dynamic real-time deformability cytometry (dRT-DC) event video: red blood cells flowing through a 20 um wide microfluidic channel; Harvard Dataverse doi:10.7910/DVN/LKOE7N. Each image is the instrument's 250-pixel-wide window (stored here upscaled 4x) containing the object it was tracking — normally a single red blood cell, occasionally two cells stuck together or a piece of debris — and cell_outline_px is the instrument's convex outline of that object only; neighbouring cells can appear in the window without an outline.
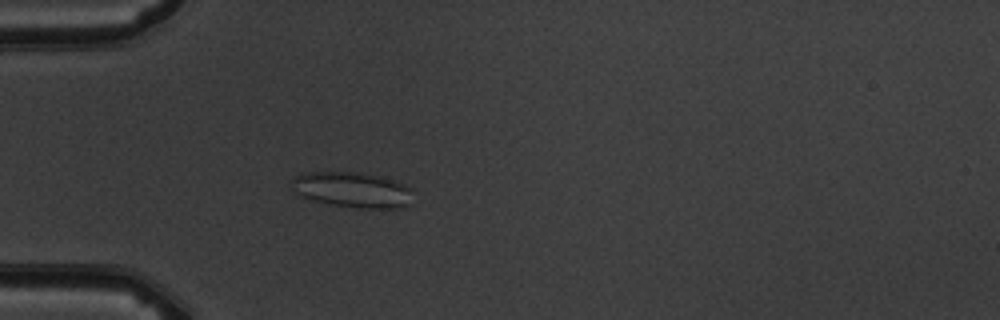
{"species": "common noctule bat (a hibernating species)", "species_latin": "Nyctalus noctula", "temperature_condition": "warm", "stored_images_in_passage": 5, "camera_frame_rate_fps": 3000, "um_per_image_px": 0.085, "animal": {"sex": "male", "body_mass_g": 19.5, "forearm_length_mm": 54.6}, "frame": {"image": 1, "passage_image": 5, "time_ms": 4.667, "image_size_px": [1000, 320], "cell_outline_px": [[408, 204], [400, 208], [356, 208], [328, 204], [300, 196], [296, 192], [288, 180], [304, 172], [356, 172], [380, 176], [396, 180], [404, 184], [408, 188]], "centroid_in_image_um": [29.86, 16.12], "position_along_channel_um": 55.1, "area_um2": 24.91}}